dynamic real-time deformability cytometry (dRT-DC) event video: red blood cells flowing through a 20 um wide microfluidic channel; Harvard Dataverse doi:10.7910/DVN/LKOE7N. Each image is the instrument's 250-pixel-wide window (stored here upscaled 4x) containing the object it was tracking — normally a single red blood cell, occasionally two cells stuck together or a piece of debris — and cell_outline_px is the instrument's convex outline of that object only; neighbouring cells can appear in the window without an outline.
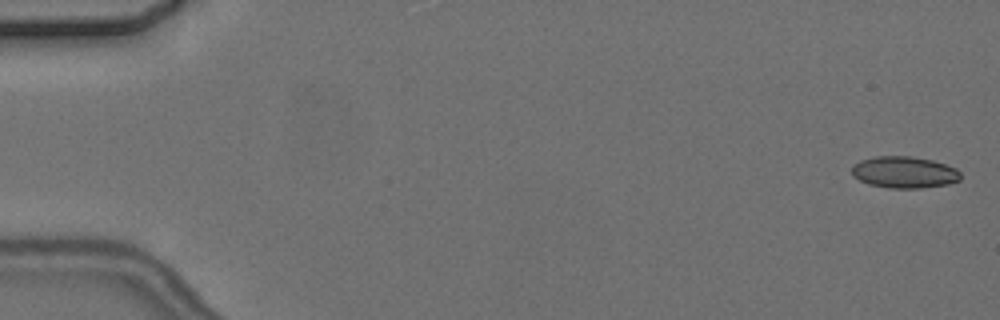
{"species": "common noctule bat (a hibernating species)", "species_latin": "Nyctalus noctula", "temperature_condition": "cold", "stored_images_in_passage": 6, "camera_frame_rate_fps": 3000, "um_per_image_px": 0.085, "animal": {"sex": "female", "body_mass_g": 24.6, "forearm_length_mm": 56.2}, "frame": {"image": 1, "passage_image": 1, "time_ms": 0.0, "image_size_px": [1000, 320], "cell_outline_px": [[960, 180], [948, 184], [920, 188], [888, 188], [868, 184], [852, 176], [852, 164], [860, 160], [872, 156], [912, 156], [932, 160], [956, 168], [960, 172]], "centroid_in_image_um": [76.83, 14.63], "position_along_channel_um": 8.2, "area_um2": 20.23}}
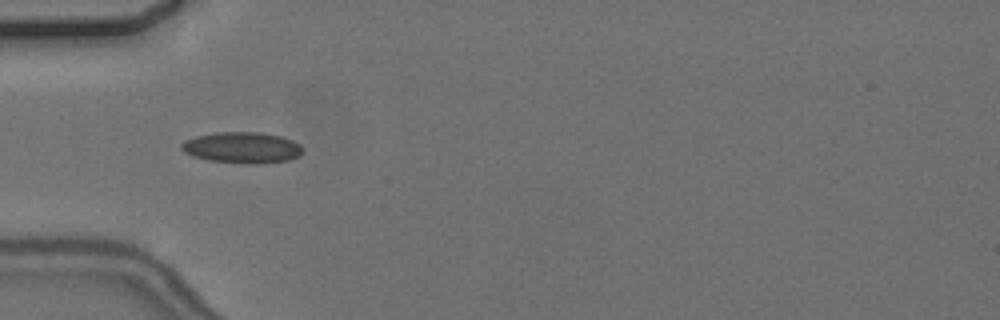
{"frame": {"image": 2, "passage_image": 5, "time_ms": 5.667, "image_size_px": [1000, 320], "cell_outline_px": [[304, 152], [300, 156], [288, 160], [256, 164], [248, 164], [208, 160], [192, 156], [184, 152], [180, 148], [180, 144], [184, 140], [196, 136], [216, 132], [260, 132], [280, 136], [292, 140], [300, 144], [304, 148]], "centroid_in_image_um": [20.59, 12.55], "position_along_channel_um": 64.4, "area_um2": 22.25}}
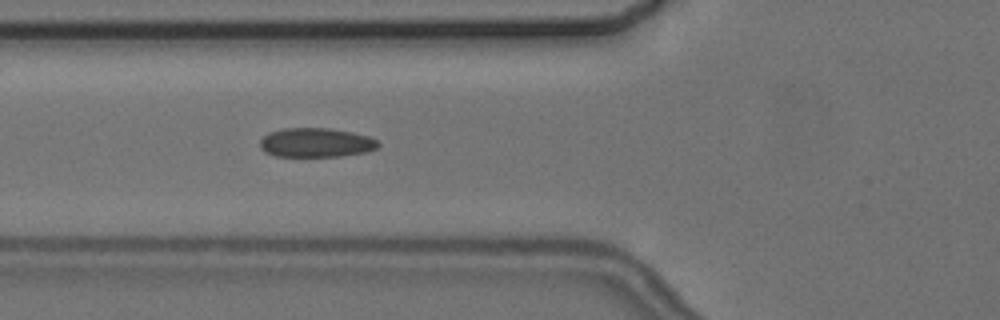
{"frame": {"image": 3, "passage_image": 6, "time_ms": 6.667, "image_size_px": [1000, 320], "cell_outline_px": [[380, 144], [376, 148], [364, 152], [340, 156], [276, 156], [264, 152], [260, 148], [260, 140], [268, 132], [284, 128], [332, 128], [352, 132], [368, 136], [376, 140]], "centroid_in_image_um": [26.82, 12.11], "position_along_channel_um": 99.0, "area_um2": 20.11}}